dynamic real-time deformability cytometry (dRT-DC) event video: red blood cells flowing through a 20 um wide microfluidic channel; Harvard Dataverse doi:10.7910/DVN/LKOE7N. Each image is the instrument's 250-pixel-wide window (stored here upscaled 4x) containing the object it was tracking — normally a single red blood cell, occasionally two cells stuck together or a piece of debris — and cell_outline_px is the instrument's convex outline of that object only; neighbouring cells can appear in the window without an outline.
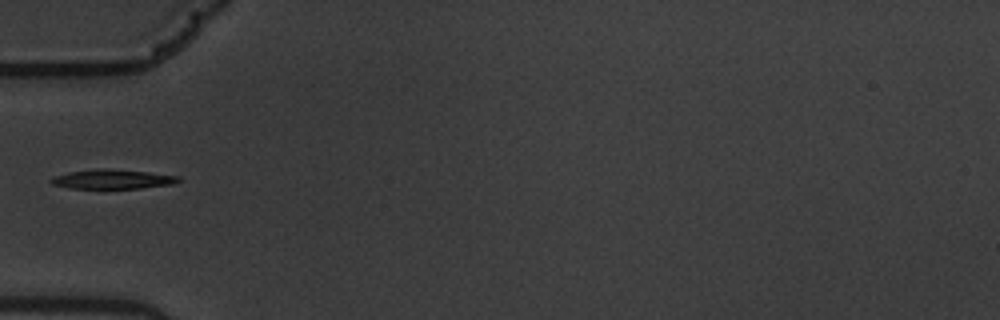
{"species": "common noctule bat (a hibernating species)", "species_latin": "Nyctalus noctula", "temperature_condition": "warm", "stored_images_in_passage": 39, "camera_frame_rate_fps": 3000, "um_per_image_px": 0.085, "animal": {"sex": "male", "body_mass_g": 19.5, "forearm_length_mm": 54.6}, "frame": {"image": 1, "passage_image": 1, "time_ms": 0.0, "image_size_px": [1000, 320], "cell_outline_px": [[180, 180], [172, 184], [140, 188], [68, 188], [52, 184], [48, 180], [52, 176], [68, 172], [96, 168], [104, 168], [148, 172], [180, 176]], "centroid_in_image_um": [9.5, 15.22], "position_along_channel_um": 75.5, "area_um2": 14.45}}
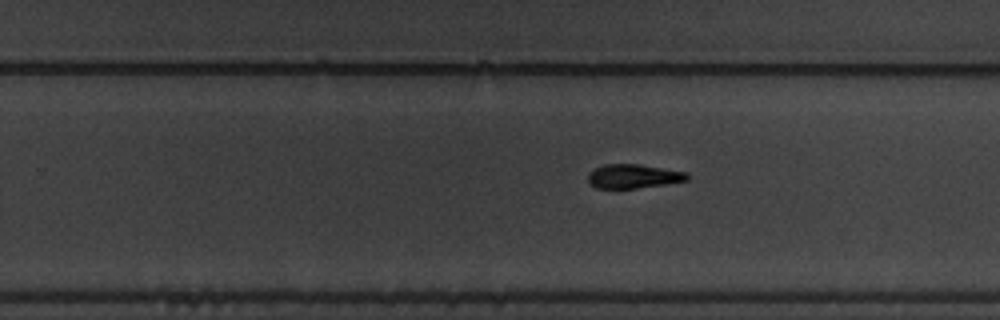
{"frame": {"image": 2, "passage_image": 18, "time_ms": 5.667, "image_size_px": [1000, 320], "cell_outline_px": [[688, 180], [664, 184], [636, 188], [596, 188], [588, 180], [588, 172], [604, 164], [640, 164], [688, 172]], "centroid_in_image_um": [53.84, 14.97], "position_along_channel_um": 276.0, "area_um2": 13.81}}
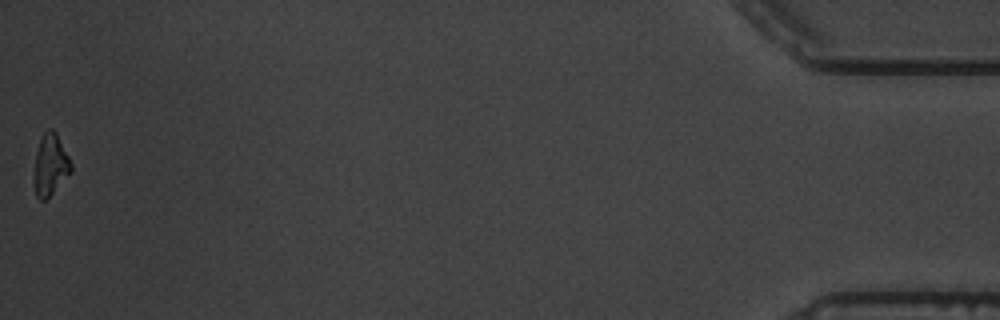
{"frame": {"image": 3, "passage_image": 39, "time_ms": 12.667, "image_size_px": [1000, 320], "cell_outline_px": [[72, 172], [44, 200], [40, 200], [36, 196], [32, 180], [36, 152], [40, 140], [44, 132], [48, 128], [52, 128], [56, 132], [72, 164]], "centroid_in_image_um": [4.26, 14.01], "position_along_channel_um": 430.9, "area_um2": 13.29}}